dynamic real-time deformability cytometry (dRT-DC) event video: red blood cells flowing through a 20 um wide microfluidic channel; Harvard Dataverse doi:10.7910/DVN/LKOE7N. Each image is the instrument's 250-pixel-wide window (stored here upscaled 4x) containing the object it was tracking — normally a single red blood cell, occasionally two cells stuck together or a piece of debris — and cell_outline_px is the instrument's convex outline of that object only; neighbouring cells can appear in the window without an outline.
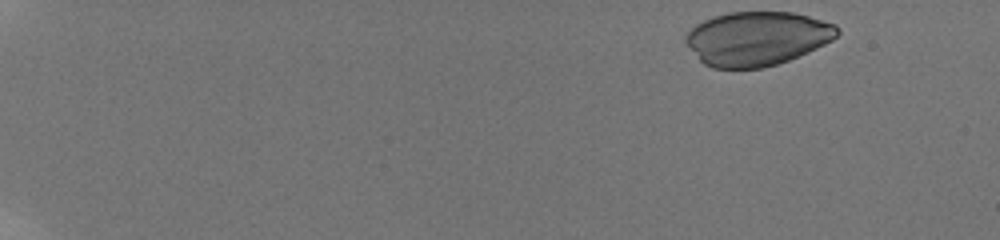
{"species": "human", "species_latin": "Homo sapiens", "temperature_condition": "room temperature", "stored_images_in_passage": 52, "camera_frame_rate_fps": 3000, "um_per_image_px": 0.085, "donor": {"sex": "male"}, "frame": {"image": 1, "passage_image": 1, "time_ms": 0.0, "image_size_px": [1000, 240], "cell_outline_px": [[840, 32], [832, 40], [816, 48], [788, 60], [764, 68], [712, 68], [704, 64], [700, 60], [684, 40], [684, 36], [696, 24], [712, 16], [728, 12], [792, 12], [808, 16], [836, 24], [840, 28]], "centroid_in_image_um": [64.34, 3.26], "position_along_channel_um": 20.7, "area_um2": 47.63}}
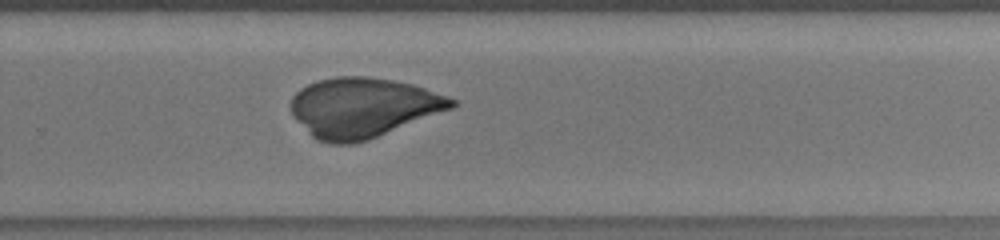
{"frame": {"image": 2, "passage_image": 37, "time_ms": 12.0, "image_size_px": [1000, 240], "cell_outline_px": [[456, 104], [452, 108], [368, 140], [352, 144], [328, 144], [316, 140], [292, 116], [292, 96], [300, 88], [316, 80], [336, 76], [368, 76], [392, 80], [412, 84], [448, 96], [456, 100]], "centroid_in_image_um": [30.82, 9.14], "position_along_channel_um": 299.0, "area_um2": 55.89}}
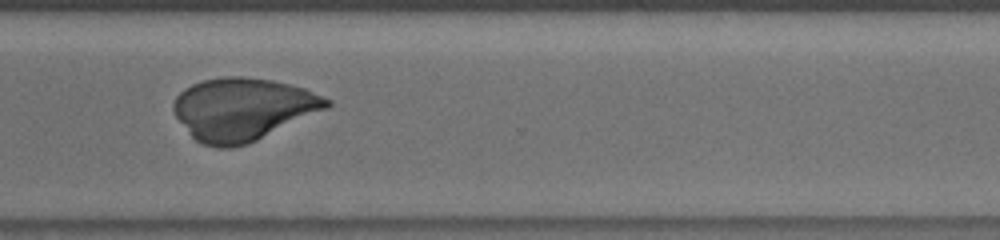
{"frame": {"image": 3, "passage_image": 41, "time_ms": 13.333, "image_size_px": [1000, 240], "cell_outline_px": [[332, 104], [328, 108], [248, 144], [232, 148], [220, 148], [204, 144], [196, 140], [192, 136], [176, 116], [172, 108], [172, 104], [176, 96], [184, 88], [192, 84], [204, 80], [224, 76], [244, 76], [272, 80], [304, 88], [332, 100]], "centroid_in_image_um": [20.64, 9.27], "position_along_channel_um": 350.0, "area_um2": 55.72}}